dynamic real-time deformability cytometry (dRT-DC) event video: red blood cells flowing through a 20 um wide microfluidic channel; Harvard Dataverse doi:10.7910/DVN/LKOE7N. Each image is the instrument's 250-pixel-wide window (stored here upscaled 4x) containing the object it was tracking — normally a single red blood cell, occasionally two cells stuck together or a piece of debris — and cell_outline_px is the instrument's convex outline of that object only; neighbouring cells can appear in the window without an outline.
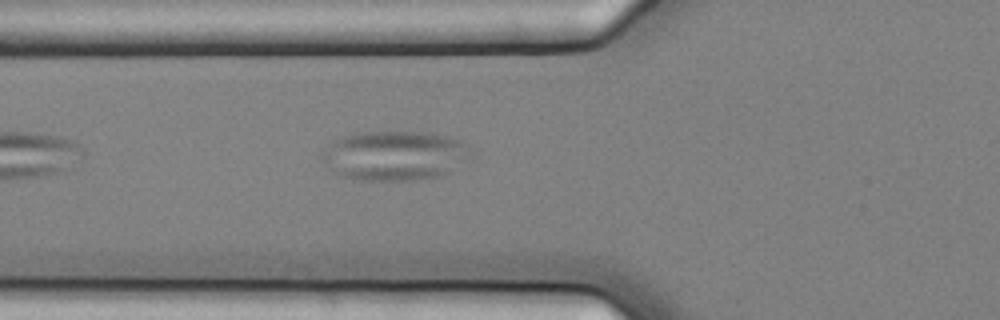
{"species": "common noctule bat (a hibernating species)", "species_latin": "Nyctalus noctula", "temperature_condition": "cold", "stored_images_in_passage": 5, "camera_frame_rate_fps": 3000, "um_per_image_px": 0.085, "animal": {"sex": "female", "body_mass_g": 25.1}, "frame": {"image": 1, "passage_image": 5, "time_ms": 1.333, "image_size_px": [1000, 320], "cell_outline_px": [[476, 156], [472, 160], [440, 176], [416, 180], [360, 180], [344, 176], [332, 172], [320, 156], [320, 152], [332, 140], [344, 136], [360, 132], [432, 132], [464, 140], [468, 144]], "centroid_in_image_um": [33.63, 13.21], "position_along_channel_um": 92.2, "area_um2": 43.99}}